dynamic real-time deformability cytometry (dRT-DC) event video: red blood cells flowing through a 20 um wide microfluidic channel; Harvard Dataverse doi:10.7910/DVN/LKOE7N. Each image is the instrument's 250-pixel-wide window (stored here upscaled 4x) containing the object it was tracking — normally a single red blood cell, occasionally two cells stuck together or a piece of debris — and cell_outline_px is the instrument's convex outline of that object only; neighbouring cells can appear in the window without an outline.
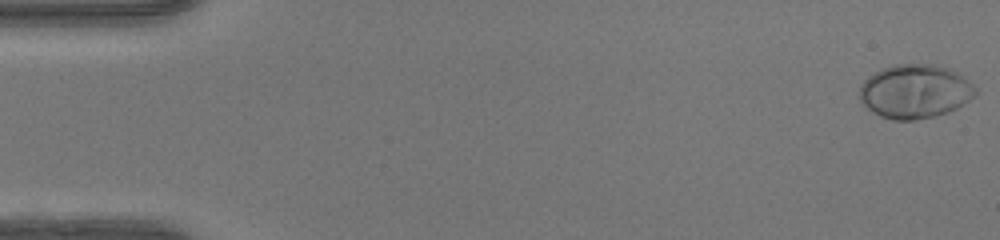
{"species": "human", "species_latin": "Homo sapiens", "temperature_condition": "warm", "stored_images_in_passage": 49, "camera_frame_rate_fps": 3000, "um_per_image_px": 0.085, "donor": {"sex": "female"}, "frame": {"image": 1, "passage_image": 1, "time_ms": 0.0, "image_size_px": [1000, 240], "cell_outline_px": [[976, 96], [956, 108], [948, 112], [936, 116], [912, 120], [892, 120], [880, 116], [872, 112], [860, 100], [860, 84], [868, 76], [880, 68], [896, 64], [936, 64], [948, 68], [956, 72], [972, 84], [976, 88]], "centroid_in_image_um": [77.75, 7.76], "position_along_channel_um": 7.2, "area_um2": 36.53}}
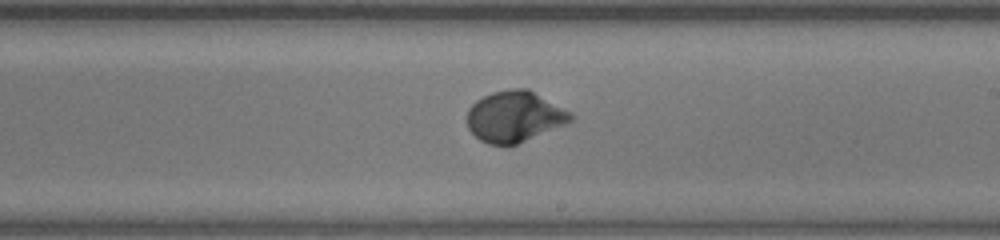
{"frame": {"image": 2, "passage_image": 29, "time_ms": 9.333, "image_size_px": [1000, 240], "cell_outline_px": [[576, 116], [568, 124], [516, 144], [488, 144], [480, 140], [468, 128], [468, 108], [476, 100], [492, 92], [512, 88], [528, 88], [572, 112]], "centroid_in_image_um": [43.78, 9.89], "position_along_channel_um": 245.2, "area_um2": 30.87}}
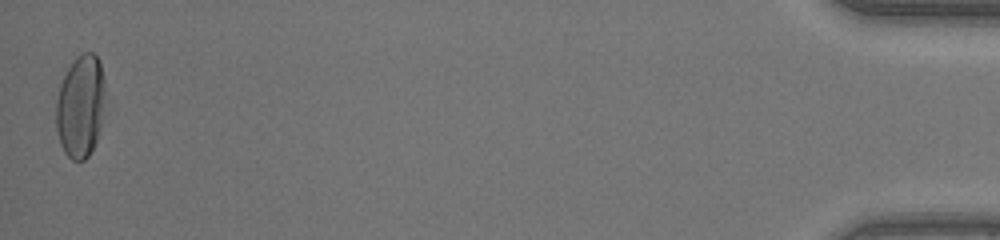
{"frame": {"image": 3, "passage_image": 49, "time_ms": 16.0, "image_size_px": [1000, 240], "cell_outline_px": [[104, 116], [96, 140], [88, 156], [84, 160], [72, 160], [64, 152], [60, 144], [56, 128], [56, 100], [60, 84], [68, 68], [76, 56], [84, 52], [92, 52], [96, 56], [100, 64], [104, 80]], "centroid_in_image_um": [6.84, 9.03], "position_along_channel_um": 428.4, "area_um2": 29.48}, "authors_computed_cell_mechanics": {"area_um2": 30.1716, "velocity_mm_per_s": 4.2214, "shape_relaxation_time_tau1_ms": 2.3972, "shape_relaxation_time_tau2_ms": null, "deformation_change_tau1": 0.2006, "deformation_change_tau2": null}}